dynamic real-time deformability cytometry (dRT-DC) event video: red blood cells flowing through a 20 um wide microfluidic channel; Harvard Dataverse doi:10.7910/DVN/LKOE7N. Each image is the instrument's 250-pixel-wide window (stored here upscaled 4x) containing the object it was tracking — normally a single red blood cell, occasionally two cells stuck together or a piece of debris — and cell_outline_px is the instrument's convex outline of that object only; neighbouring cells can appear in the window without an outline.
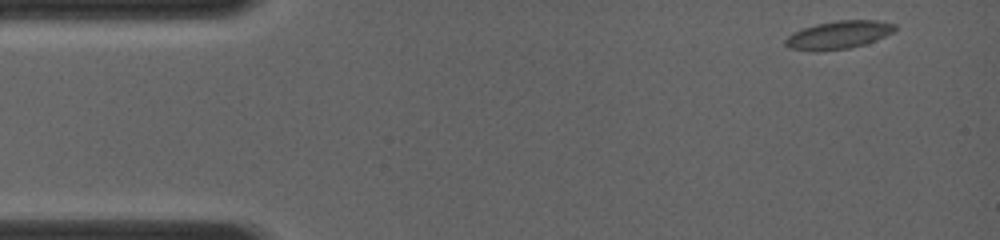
{"species": "common noctule bat (a hibernating species)", "species_latin": "Nyctalus noctula", "temperature_condition": "room temperature", "stored_images_in_passage": 53, "camera_frame_rate_fps": 4000, "um_per_image_px": 0.085, "animal": {"sex": "female", "body_mass_g": 19.0, "forearm_length_mm": 56.7}, "frame": {"image": 1, "passage_image": 1, "time_ms": 0.0, "image_size_px": [1000, 240], "cell_outline_px": [[896, 28], [892, 32], [876, 40], [864, 44], [848, 48], [816, 52], [812, 52], [788, 48], [784, 44], [784, 40], [792, 32], [816, 24], [836, 20], [876, 20], [896, 24]], "centroid_in_image_um": [71.22, 2.97], "position_along_channel_um": 13.8, "area_um2": 17.98}}
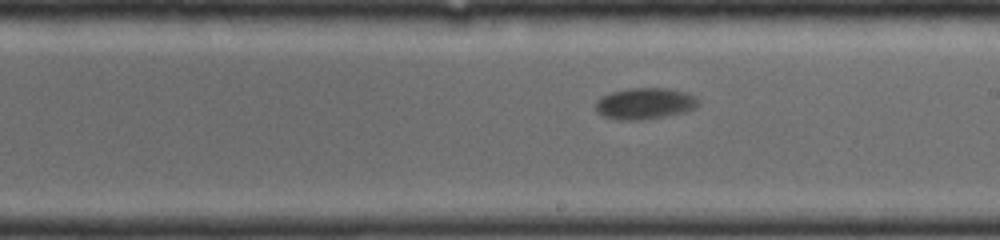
{"frame": {"image": 2, "passage_image": 30, "time_ms": 7.25, "image_size_px": [1000, 240], "cell_outline_px": [[700, 104], [696, 108], [684, 112], [664, 116], [640, 120], [620, 120], [604, 116], [596, 112], [596, 100], [612, 92], [628, 88], [668, 88], [688, 92], [696, 96], [700, 100]], "centroid_in_image_um": [54.86, 8.79], "position_along_channel_um": 234.1, "area_um2": 18.9}}
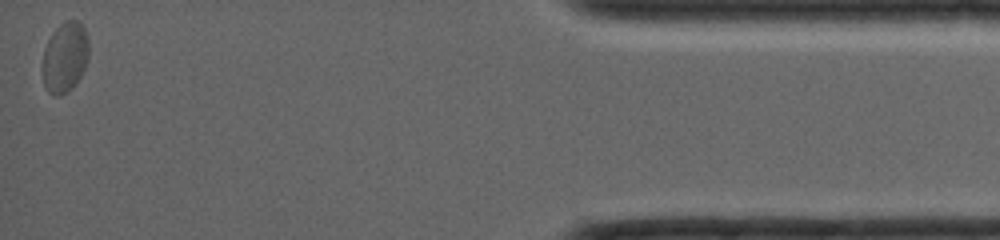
{"frame": {"image": 3, "passage_image": 53, "time_ms": 13.25, "image_size_px": [1000, 240], "cell_outline_px": [[88, 60], [80, 76], [72, 88], [60, 96], [52, 96], [48, 92], [44, 84], [40, 68], [44, 48], [52, 32], [60, 24], [68, 20], [80, 20], [88, 36]], "centroid_in_image_um": [5.49, 4.87], "position_along_channel_um": 429.7, "area_um2": 19.42}}